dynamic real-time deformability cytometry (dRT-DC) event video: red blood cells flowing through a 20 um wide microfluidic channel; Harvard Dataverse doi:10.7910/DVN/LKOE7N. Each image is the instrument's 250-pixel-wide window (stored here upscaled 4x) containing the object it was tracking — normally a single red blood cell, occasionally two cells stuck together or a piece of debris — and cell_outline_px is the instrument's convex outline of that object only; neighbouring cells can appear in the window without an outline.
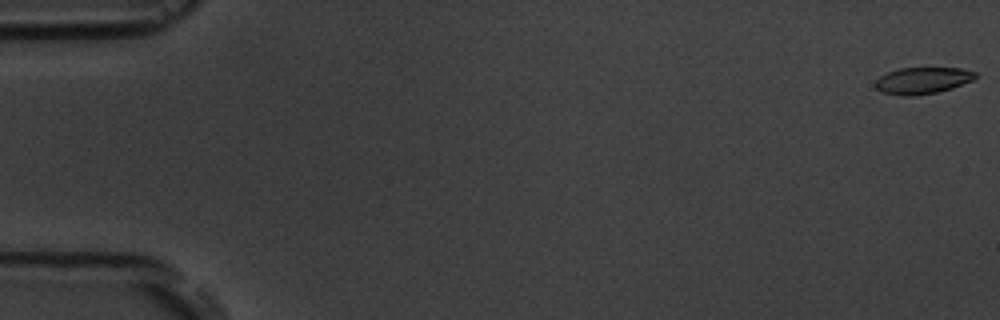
{"species": "common noctule bat (a hibernating species)", "species_latin": "Nyctalus noctula", "temperature_condition": "room temperature", "stored_images_in_passage": 5, "camera_frame_rate_fps": 3000, "um_per_image_px": 0.085, "animal": {"sex": "male", "body_mass_g": 19.5, "forearm_length_mm": 54.6}, "frame": {"image": 1, "passage_image": 1, "time_ms": 0.0, "image_size_px": [1000, 320], "cell_outline_px": [[976, 76], [972, 80], [952, 88], [936, 92], [912, 96], [900, 96], [884, 92], [876, 88], [876, 80], [880, 76], [888, 72], [900, 68], [960, 68], [976, 72]], "centroid_in_image_um": [78.41, 6.84], "position_along_channel_um": 6.6, "area_um2": 15.32}}
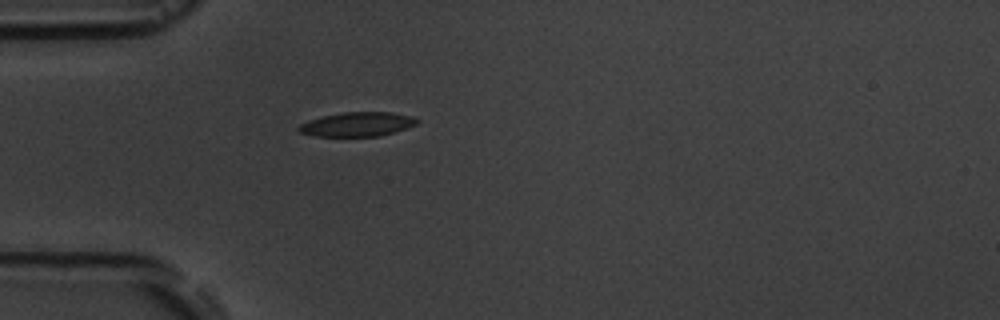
{"frame": {"image": 2, "passage_image": 5, "time_ms": 5.333, "image_size_px": [1000, 320], "cell_outline_px": [[420, 120], [416, 124], [380, 136], [312, 136], [300, 132], [296, 128], [300, 124], [308, 120], [324, 116], [344, 112], [392, 112], [412, 116]], "centroid_in_image_um": [30.34, 10.56], "position_along_channel_um": 54.7, "area_um2": 16.59}}